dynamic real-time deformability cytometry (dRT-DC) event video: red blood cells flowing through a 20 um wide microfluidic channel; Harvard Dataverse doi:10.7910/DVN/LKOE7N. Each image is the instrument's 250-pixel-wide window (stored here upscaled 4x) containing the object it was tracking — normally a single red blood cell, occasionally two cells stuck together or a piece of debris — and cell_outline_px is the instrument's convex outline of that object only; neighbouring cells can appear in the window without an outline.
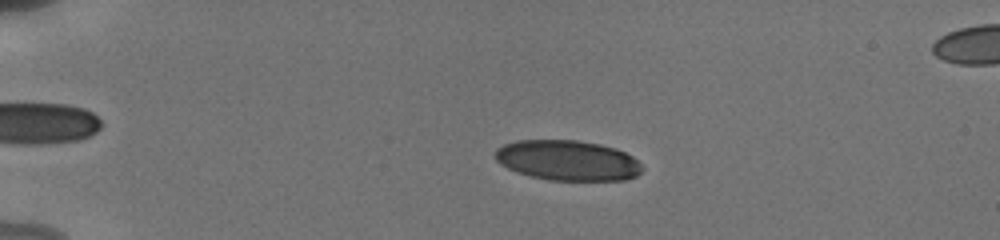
{"species": "human", "species_latin": "Homo sapiens", "temperature_condition": "cold", "stored_images_in_passage": 55, "camera_frame_rate_fps": 3000, "um_per_image_px": 0.085, "donor": {"sex": "male"}, "frame": {"image": 1, "passage_image": 13, "time_ms": 4.0, "image_size_px": [1000, 240], "cell_outline_px": [[644, 168], [636, 176], [624, 180], [548, 180], [516, 172], [500, 164], [492, 156], [496, 148], [504, 144], [516, 140], [576, 140], [600, 144], [616, 148], [632, 156]], "centroid_in_image_um": [48.21, 13.63], "position_along_channel_um": 36.8, "area_um2": 34.62}}
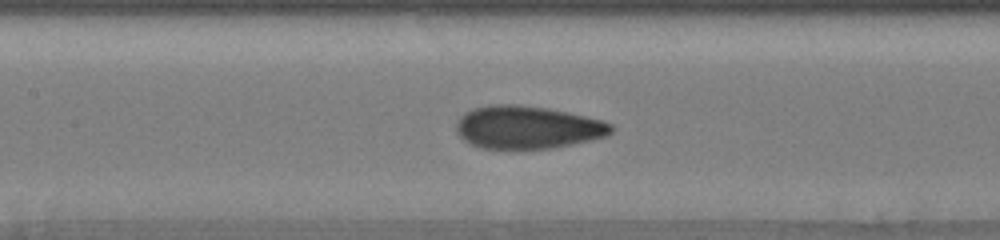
{"frame": {"image": 2, "passage_image": 28, "time_ms": 9.0, "image_size_px": [1000, 240], "cell_outline_px": [[616, 128], [608, 136], [592, 140], [552, 148], [480, 148], [464, 140], [456, 132], [456, 124], [460, 116], [464, 112], [472, 108], [492, 104], [516, 104], [548, 108], [584, 116], [600, 120], [612, 124]], "centroid_in_image_um": [44.83, 10.81], "position_along_channel_um": 162.6, "area_um2": 38.73}}
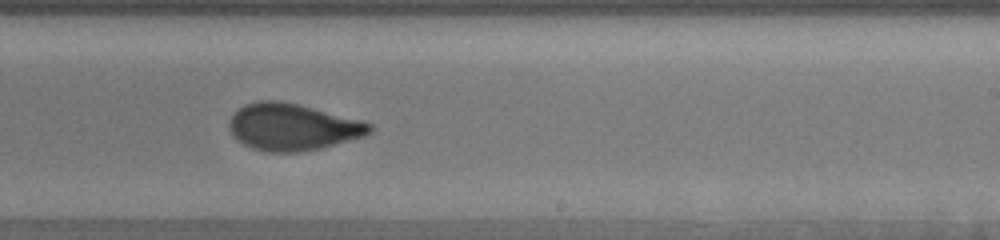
{"frame": {"image": 3, "passage_image": 36, "time_ms": 11.667, "image_size_px": [1000, 240], "cell_outline_px": [[372, 132], [364, 136], [320, 148], [296, 152], [268, 152], [252, 148], [236, 140], [228, 128], [228, 124], [232, 116], [244, 104], [260, 100], [276, 100], [296, 104], [360, 120], [372, 124]], "centroid_in_image_um": [24.83, 10.8], "position_along_channel_um": 264.2, "area_um2": 37.92}, "authors_computed_cell_mechanics": {"area_um2": 36.703, "velocity_mm_per_s": 3.8311, "shape_relaxation_time_tau1_ms": 5.5645, "shape_relaxation_time_tau2_ms": 0.8044, "deformation_change_tau1": 0.168, "deformation_change_tau2": 0.0611}}